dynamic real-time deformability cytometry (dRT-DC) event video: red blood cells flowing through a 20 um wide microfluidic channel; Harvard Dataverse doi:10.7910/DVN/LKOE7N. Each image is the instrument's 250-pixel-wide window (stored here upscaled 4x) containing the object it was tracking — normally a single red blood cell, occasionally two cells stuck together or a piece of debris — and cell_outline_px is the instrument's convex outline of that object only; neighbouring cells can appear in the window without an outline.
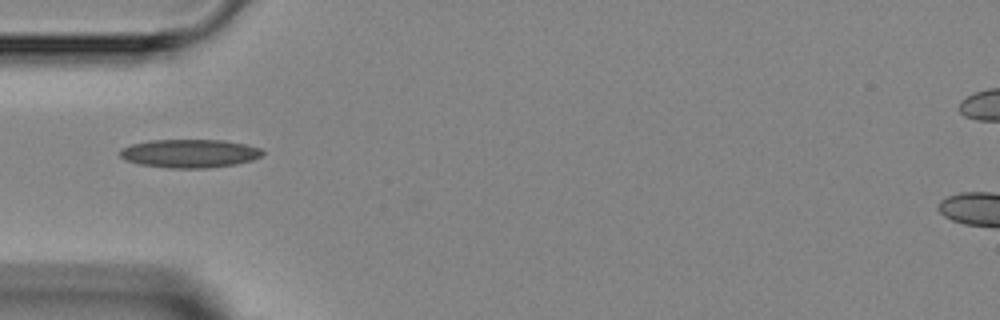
{"species": "Egyptian fruit bat (a non-hibernating species)", "species_latin": "Rousettus aegyptiacus", "temperature_condition": "room temperature", "stored_images_in_passage": 1, "camera_frame_rate_fps": 3000, "um_per_image_px": 0.085, "animal": {"sex": "female"}, "frame": {"image": 1, "passage_image": 1, "time_ms": 0.0, "image_size_px": [1000, 320], "cell_outline_px": [[264, 152], [260, 156], [252, 160], [236, 164], [208, 168], [168, 168], [140, 164], [124, 160], [120, 156], [120, 148], [132, 144], [148, 140], [224, 140], [244, 144], [260, 148]], "centroid_in_image_um": [16.09, 13.04], "position_along_channel_um": 68.9, "area_um2": 23.64}}